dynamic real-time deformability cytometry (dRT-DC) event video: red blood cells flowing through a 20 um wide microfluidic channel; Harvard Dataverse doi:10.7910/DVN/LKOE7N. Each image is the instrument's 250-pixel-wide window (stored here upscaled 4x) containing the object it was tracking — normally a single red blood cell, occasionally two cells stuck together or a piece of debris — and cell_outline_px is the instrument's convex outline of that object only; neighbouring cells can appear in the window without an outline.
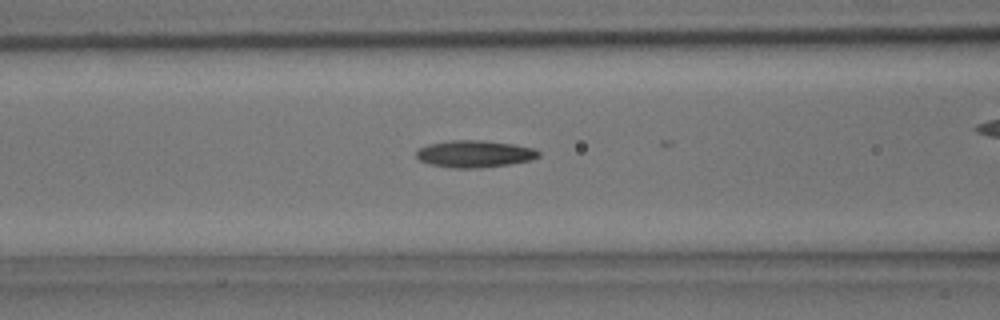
{"species": "common noctule bat (a hibernating species)", "species_latin": "Nyctalus noctula", "temperature_condition": "room temperature", "stored_images_in_passage": 7, "camera_frame_rate_fps": 3000, "um_per_image_px": 0.085, "animal": {"sex": "male", "body_mass_g": 15.6}, "frame": {"image": 1, "passage_image": 6, "time_ms": 1.667, "image_size_px": [1000, 320], "cell_outline_px": [[540, 156], [532, 160], [508, 164], [480, 168], [452, 168], [428, 164], [420, 160], [416, 156], [416, 152], [420, 148], [428, 144], [452, 140], [484, 140], [512, 144], [536, 148], [540, 152]], "centroid_in_image_um": [40.36, 13.08], "position_along_channel_um": 126.2, "area_um2": 19.36}}